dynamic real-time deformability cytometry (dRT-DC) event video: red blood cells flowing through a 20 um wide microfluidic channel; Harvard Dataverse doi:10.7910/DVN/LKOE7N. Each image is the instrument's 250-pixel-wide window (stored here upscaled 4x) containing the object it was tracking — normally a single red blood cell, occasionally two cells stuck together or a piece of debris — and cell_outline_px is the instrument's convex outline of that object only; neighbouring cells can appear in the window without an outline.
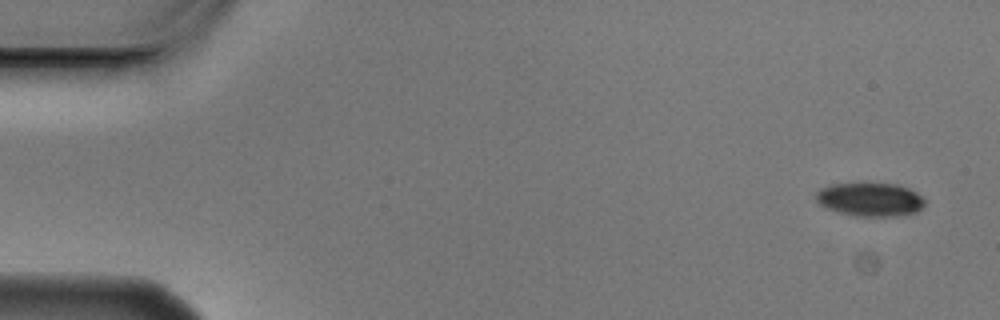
{"species": "Egyptian fruit bat (a non-hibernating species)", "species_latin": "Rousettus aegyptiacus", "temperature_condition": "cold", "stored_images_in_passage": 5, "camera_frame_rate_fps": 3000, "um_per_image_px": 0.085, "animal": {"sex": "male"}, "frame": {"image": 1, "passage_image": 1, "time_ms": 0.0, "image_size_px": [1000, 320], "cell_outline_px": [[924, 204], [916, 212], [896, 216], [856, 216], [824, 208], [816, 200], [816, 192], [820, 188], [832, 184], [868, 180], [896, 184], [908, 188], [924, 196]], "centroid_in_image_um": [73.93, 16.9], "position_along_channel_um": 11.1, "area_um2": 22.08}}
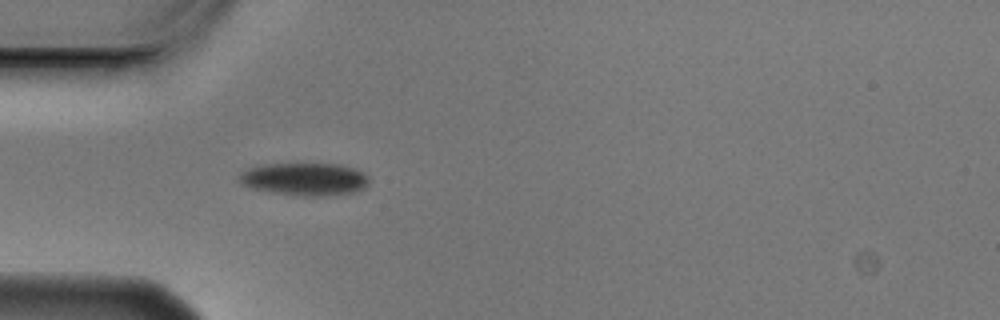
{"frame": {"image": 2, "passage_image": 5, "time_ms": 1.333, "image_size_px": [1000, 320], "cell_outline_px": [[368, 184], [364, 188], [352, 192], [320, 196], [304, 196], [272, 192], [252, 188], [236, 180], [240, 172], [248, 168], [264, 164], [340, 164], [356, 168], [364, 172], [368, 176]], "centroid_in_image_um": [25.89, 15.21], "position_along_channel_um": 59.1, "area_um2": 24.74}}